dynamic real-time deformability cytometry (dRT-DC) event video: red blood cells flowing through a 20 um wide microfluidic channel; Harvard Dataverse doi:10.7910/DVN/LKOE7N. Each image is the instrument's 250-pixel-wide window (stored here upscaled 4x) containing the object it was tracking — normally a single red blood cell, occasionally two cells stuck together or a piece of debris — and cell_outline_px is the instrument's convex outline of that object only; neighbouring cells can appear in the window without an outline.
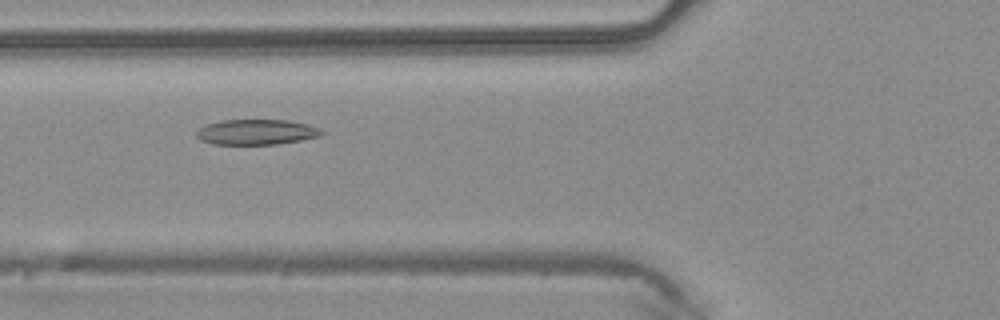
{"species": "common noctule bat (a hibernating species)", "species_latin": "Nyctalus noctula", "temperature_condition": "warm", "stored_images_in_passage": 31, "camera_frame_rate_fps": 3000, "um_per_image_px": 0.085, "animal": {"sex": "male", "body_mass_g": 20.4}, "frame": {"image": 1, "passage_image": 6, "time_ms": 1.667, "image_size_px": [1000, 320], "cell_outline_px": [[324, 132], [320, 136], [300, 140], [276, 144], [212, 144], [200, 140], [196, 136], [196, 132], [200, 128], [208, 124], [220, 120], [288, 120], [308, 124], [320, 128]], "centroid_in_image_um": [21.8, 11.22], "position_along_channel_um": 104.0, "area_um2": 18.44}}
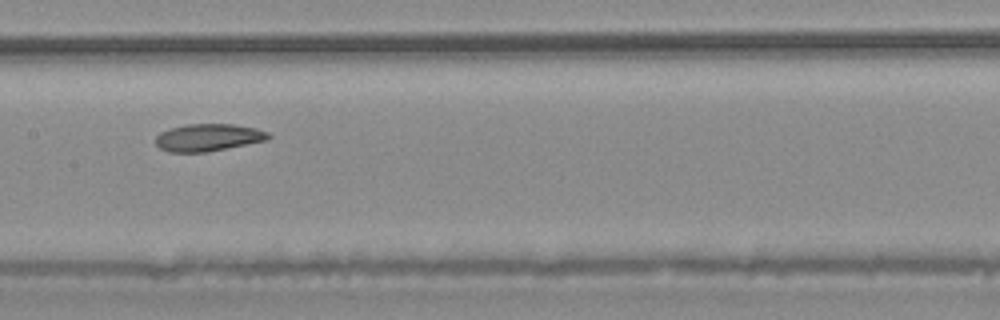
{"frame": {"image": 2, "passage_image": 12, "time_ms": 3.667, "image_size_px": [1000, 320], "cell_outline_px": [[272, 136], [268, 140], [208, 152], [168, 152], [160, 148], [156, 144], [156, 136], [160, 132], [172, 128], [188, 124], [232, 124], [256, 128], [268, 132]], "centroid_in_image_um": [17.72, 11.69], "position_along_channel_um": 189.7, "area_um2": 17.98}}
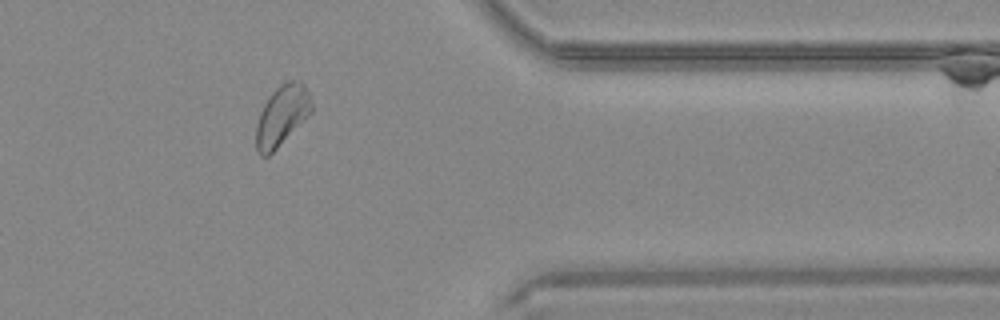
{"frame": {"image": 3, "passage_image": 27, "time_ms": 8.667, "image_size_px": [1000, 320], "cell_outline_px": [[312, 112], [268, 156], [260, 156], [256, 148], [256, 124], [260, 112], [264, 104], [272, 92], [280, 84], [288, 80], [300, 80], [304, 84], [308, 92], [312, 104]], "centroid_in_image_um": [23.95, 9.8], "position_along_channel_um": 387.4, "area_um2": 19.31}}